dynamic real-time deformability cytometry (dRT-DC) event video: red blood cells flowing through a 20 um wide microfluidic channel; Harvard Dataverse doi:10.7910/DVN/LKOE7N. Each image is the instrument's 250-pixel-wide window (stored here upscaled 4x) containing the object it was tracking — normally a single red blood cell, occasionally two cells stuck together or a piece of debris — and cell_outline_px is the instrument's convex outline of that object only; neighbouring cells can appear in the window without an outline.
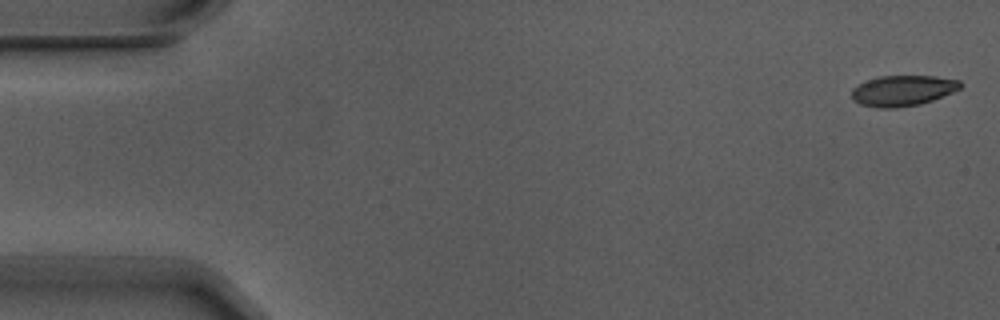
{"species": "Egyptian fruit bat (a non-hibernating species)", "species_latin": "Rousettus aegyptiacus", "temperature_condition": "warm", "stored_images_in_passage": 5, "camera_frame_rate_fps": 3000, "um_per_image_px": 0.085, "animal": {"sex": "male"}, "frame": {"image": 1, "passage_image": 1, "time_ms": 0.0, "image_size_px": [1000, 320], "cell_outline_px": [[964, 84], [960, 88], [952, 92], [932, 100], [920, 104], [896, 108], [880, 108], [860, 104], [852, 100], [852, 88], [864, 80], [876, 76], [936, 76], [960, 80]], "centroid_in_image_um": [76.71, 7.69], "position_along_channel_um": 8.3, "area_um2": 19.59}}
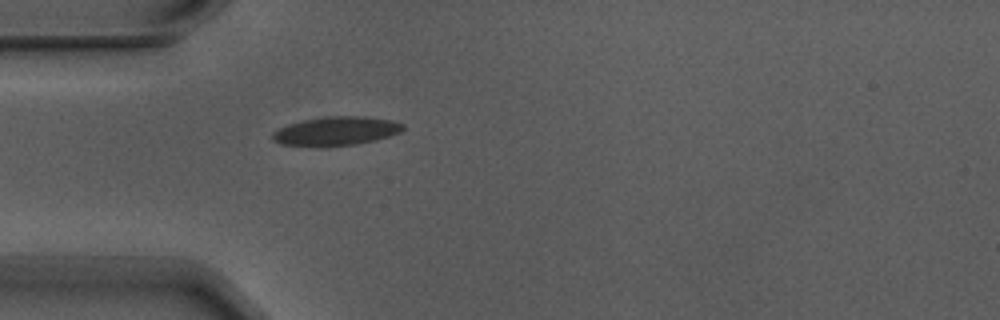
{"frame": {"image": 2, "passage_image": 5, "time_ms": 1.333, "image_size_px": [1000, 320], "cell_outline_px": [[404, 128], [400, 132], [376, 140], [356, 144], [280, 144], [272, 140], [272, 132], [288, 124], [304, 120], [324, 116], [364, 116], [392, 120], [404, 124]], "centroid_in_image_um": [28.61, 11.1], "position_along_channel_um": 56.4, "area_um2": 21.21}}